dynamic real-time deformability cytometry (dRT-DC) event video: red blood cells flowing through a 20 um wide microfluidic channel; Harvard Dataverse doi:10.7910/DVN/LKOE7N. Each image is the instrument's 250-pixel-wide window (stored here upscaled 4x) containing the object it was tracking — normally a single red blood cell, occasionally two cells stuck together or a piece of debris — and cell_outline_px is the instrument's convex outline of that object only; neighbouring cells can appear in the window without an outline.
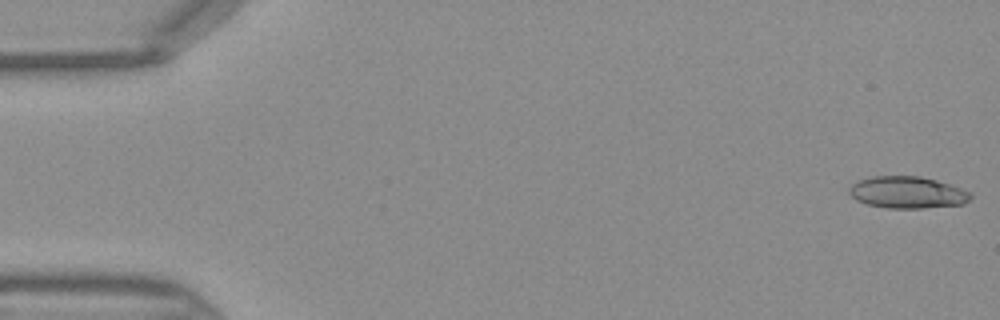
{"species": "Egyptian fruit bat (a non-hibernating species)", "species_latin": "Rousettus aegyptiacus", "temperature_condition": "warm", "stored_images_in_passage": 45, "camera_frame_rate_fps": 3000, "um_per_image_px": 0.085, "frame": {"image": 1, "passage_image": 1, "time_ms": 0.0, "image_size_px": [1000, 320], "cell_outline_px": [[972, 196], [964, 204], [924, 208], [888, 208], [868, 204], [856, 200], [848, 192], [848, 188], [856, 180], [872, 176], [920, 176], [936, 180], [972, 192]], "centroid_in_image_um": [77.11, 16.35], "position_along_channel_um": 7.9, "area_um2": 22.6}}
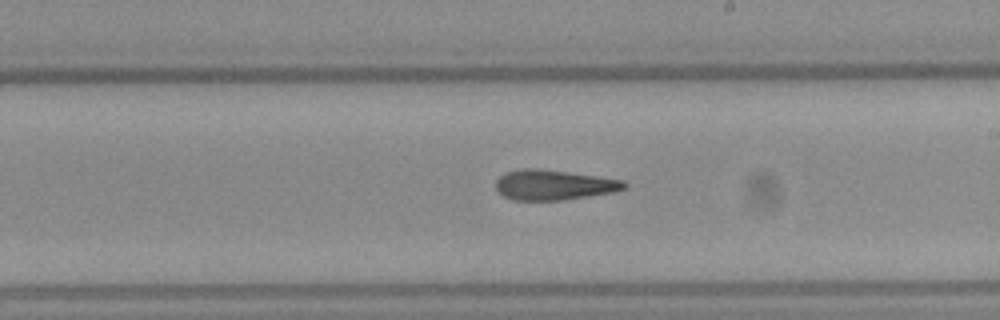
{"frame": {"image": 2, "passage_image": 26, "time_ms": 8.333, "image_size_px": [1000, 320], "cell_outline_px": [[628, 184], [624, 188], [612, 192], [588, 196], [560, 200], [516, 200], [504, 196], [496, 188], [496, 180], [504, 172], [520, 168], [540, 168], [624, 180]], "centroid_in_image_um": [47.04, 15.7], "position_along_channel_um": 242.0, "area_um2": 22.43}}
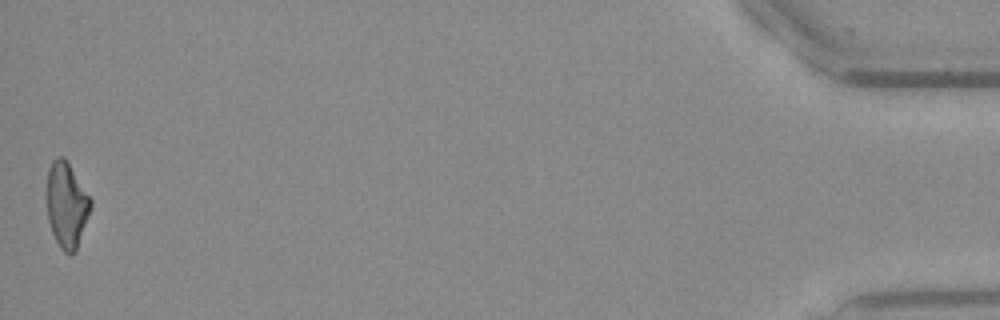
{"frame": {"image": 3, "passage_image": 45, "time_ms": 14.667, "image_size_px": [1000, 320], "cell_outline_px": [[92, 204], [88, 216], [76, 248], [72, 252], [64, 252], [60, 248], [52, 232], [48, 220], [48, 168], [52, 160], [56, 156], [64, 156], [92, 200]], "centroid_in_image_um": [5.66, 17.37], "position_along_channel_um": 429.5, "area_um2": 21.27}}